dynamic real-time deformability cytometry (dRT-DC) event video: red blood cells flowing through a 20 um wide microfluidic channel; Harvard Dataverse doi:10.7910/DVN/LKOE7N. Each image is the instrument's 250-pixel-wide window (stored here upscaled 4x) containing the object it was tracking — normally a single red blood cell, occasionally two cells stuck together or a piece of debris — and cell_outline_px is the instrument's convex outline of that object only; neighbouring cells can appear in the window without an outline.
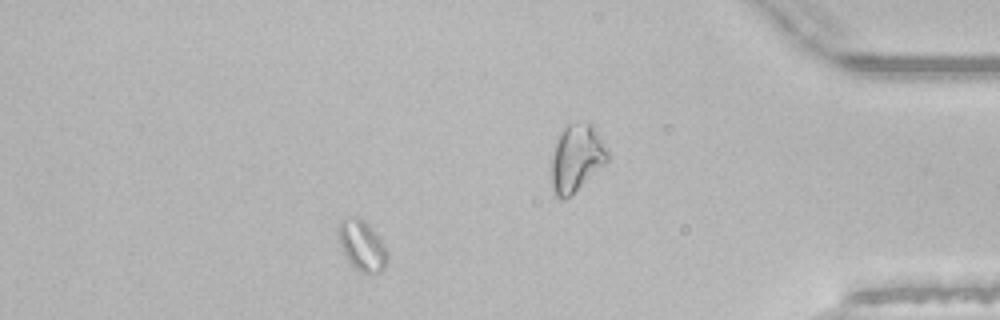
{"species": "common noctule bat (a hibernating species)", "species_latin": "Nyctalus noctula", "temperature_condition": "room temperature", "stored_images_in_passage": 45, "camera_frame_rate_fps": 3000, "um_per_image_px": 0.085, "animal": {"sex": "male", "body_mass_g": 21.5, "forearm_length_mm": 52.0}, "frame": {"image": 1, "passage_image": 38, "time_ms": 12.333, "image_size_px": [1000, 320], "cell_outline_px": [[388, 264], [380, 272], [372, 276], [360, 272], [348, 260], [340, 244], [336, 232], [336, 228], [344, 220], [352, 216], [356, 216], [364, 220], [368, 224], [388, 248]], "centroid_in_image_um": [30.81, 20.91], "position_along_channel_um": 404.4, "area_um2": 14.68}}